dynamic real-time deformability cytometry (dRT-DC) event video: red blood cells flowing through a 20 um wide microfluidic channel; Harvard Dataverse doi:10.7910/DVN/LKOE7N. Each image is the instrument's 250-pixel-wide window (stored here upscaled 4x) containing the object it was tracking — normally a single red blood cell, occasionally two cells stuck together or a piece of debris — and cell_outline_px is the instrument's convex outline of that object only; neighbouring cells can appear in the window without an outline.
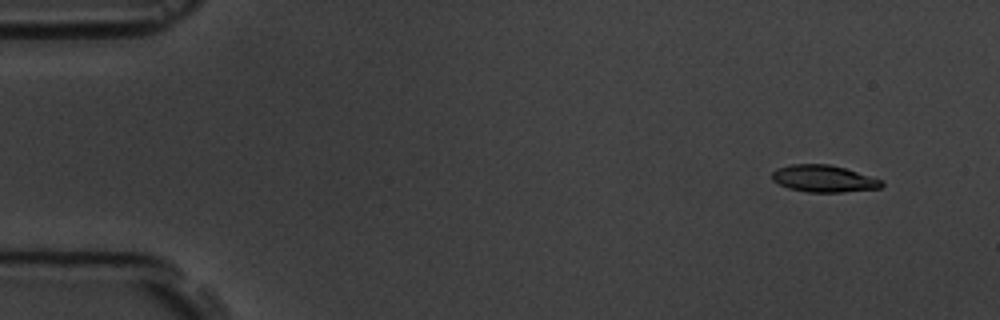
{"species": "common noctule bat (a hibernating species)", "species_latin": "Nyctalus noctula", "temperature_condition": "room temperature", "stored_images_in_passage": 9, "camera_frame_rate_fps": 3000, "um_per_image_px": 0.085, "animal": {"sex": "male", "body_mass_g": 19.5, "forearm_length_mm": 54.6}, "frame": {"image": 1, "passage_image": 1, "time_ms": 0.0, "image_size_px": [1000, 320], "cell_outline_px": [[884, 184], [880, 188], [840, 192], [808, 192], [788, 188], [772, 180], [772, 172], [776, 168], [792, 164], [828, 164], [844, 168], [880, 180]], "centroid_in_image_um": [69.95, 15.18], "position_along_channel_um": 15.0, "area_um2": 16.94}}
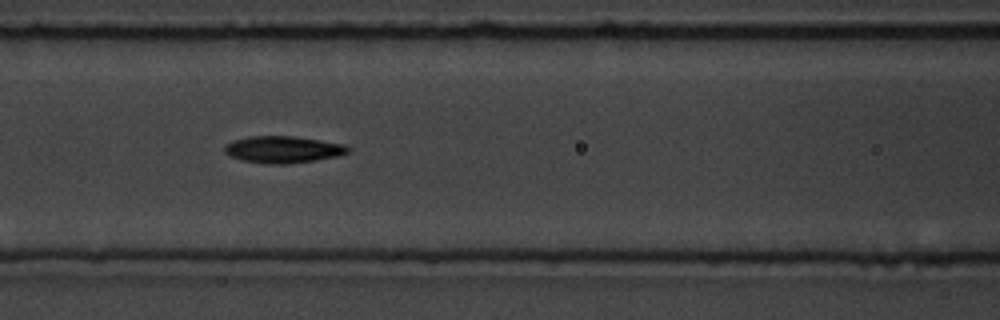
{"frame": {"image": 2, "passage_image": 7, "time_ms": 6.667, "image_size_px": [1000, 320], "cell_outline_px": [[352, 148], [348, 152], [340, 156], [316, 160], [288, 164], [272, 164], [244, 160], [232, 156], [224, 152], [224, 144], [232, 140], [248, 136], [292, 136], [320, 140], [344, 144]], "centroid_in_image_um": [24.08, 12.7], "position_along_channel_um": 142.5, "area_um2": 19.36}}
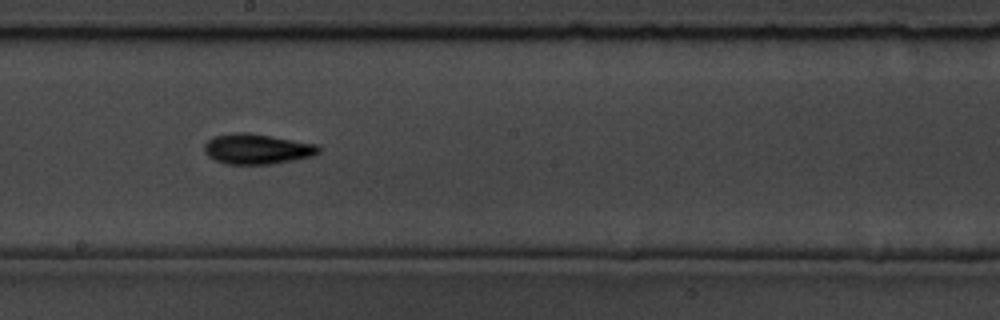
{"frame": {"image": 3, "passage_image": 9, "time_ms": 9.0, "image_size_px": [1000, 320], "cell_outline_px": [[320, 152], [312, 156], [272, 164], [228, 164], [216, 160], [208, 156], [204, 152], [204, 144], [212, 136], [232, 132], [248, 132], [272, 136], [316, 144], [320, 148]], "centroid_in_image_um": [21.81, 12.65], "position_along_channel_um": 226.4, "area_um2": 20.23}}